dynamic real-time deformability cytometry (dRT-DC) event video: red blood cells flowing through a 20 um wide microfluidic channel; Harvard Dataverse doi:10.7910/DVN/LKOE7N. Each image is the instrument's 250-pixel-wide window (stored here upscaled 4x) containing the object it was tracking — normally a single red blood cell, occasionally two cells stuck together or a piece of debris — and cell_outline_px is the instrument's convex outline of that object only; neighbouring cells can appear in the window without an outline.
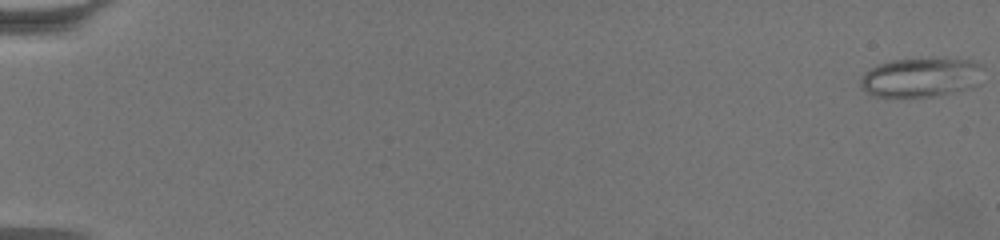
{"species": "common noctule bat (a hibernating species)", "species_latin": "Nyctalus noctula", "temperature_condition": "warm", "stored_images_in_passage": 64, "camera_frame_rate_fps": 3000, "um_per_image_px": 0.085, "animal": {"sex": "female", "body_mass_g": 19.5, "forearm_length_mm": 54.1}, "frame": {"image": 1, "passage_image": 1, "time_ms": 0.0, "image_size_px": [1000, 240], "cell_outline_px": [[980, 84], [968, 88], [932, 96], [876, 96], [868, 92], [860, 84], [864, 76], [872, 68], [880, 64], [892, 60], [932, 56], [944, 56], [968, 60], [980, 64]], "centroid_in_image_um": [78.34, 6.52], "position_along_channel_um": 6.7, "area_um2": 28.03}}
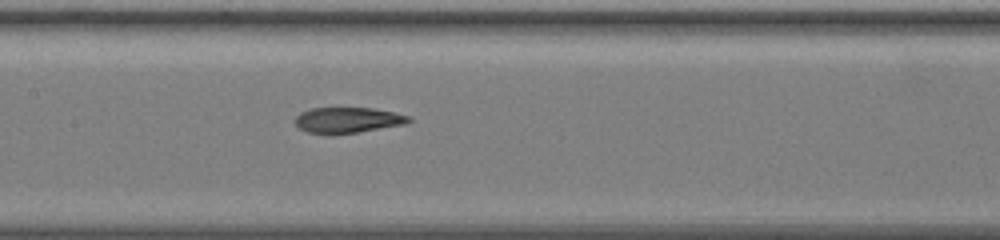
{"frame": {"image": 2, "passage_image": 34, "time_ms": 11.0, "image_size_px": [1000, 240], "cell_outline_px": [[412, 120], [404, 124], [332, 136], [308, 132], [300, 128], [296, 124], [296, 116], [300, 112], [312, 108], [336, 104], [372, 108], [396, 112], [408, 116]], "centroid_in_image_um": [29.5, 10.16], "position_along_channel_um": 177.9, "area_um2": 17.92}}
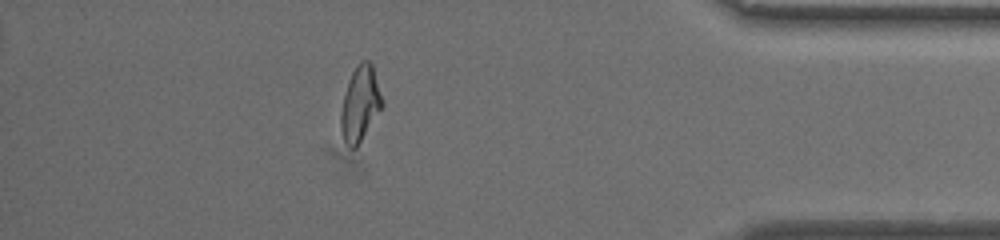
{"frame": {"image": 3, "passage_image": 57, "time_ms": 18.667, "image_size_px": [1000, 240], "cell_outline_px": [[384, 104], [356, 148], [352, 148], [344, 140], [340, 128], [340, 116], [344, 96], [348, 80], [352, 72], [360, 60], [368, 60], [372, 64]], "centroid_in_image_um": [30.61, 8.79], "position_along_channel_um": 404.6, "area_um2": 17.8}, "authors_computed_cell_mechanics": {"area_um2": 18.4093, "velocity_mm_per_s": 3.3881, "shape_relaxation_time_tau1_ms": 10.1883, "shape_relaxation_time_tau2_ms": 1.4749, "deformation_change_tau1": 0.287, "deformation_change_tau2": 0.0582}}